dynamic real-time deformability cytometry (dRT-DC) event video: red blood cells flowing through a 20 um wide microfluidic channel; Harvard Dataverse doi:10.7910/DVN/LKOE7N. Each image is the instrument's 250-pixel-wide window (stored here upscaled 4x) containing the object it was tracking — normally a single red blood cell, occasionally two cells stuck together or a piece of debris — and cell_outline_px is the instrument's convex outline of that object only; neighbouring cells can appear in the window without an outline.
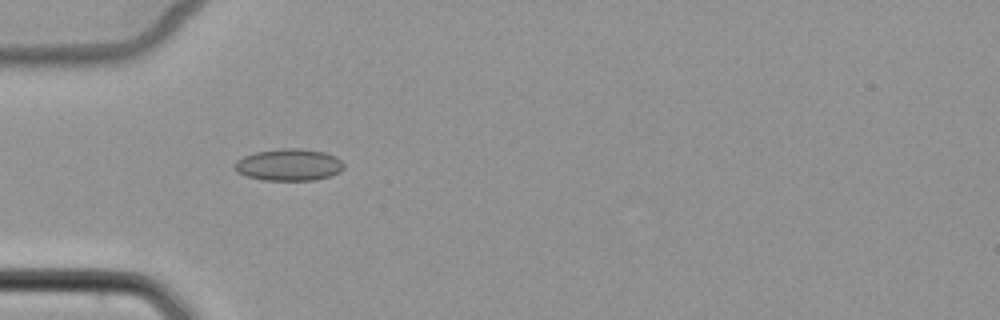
{"species": "common noctule bat (a hibernating species)", "species_latin": "Nyctalus noctula", "temperature_condition": "cold", "stored_images_in_passage": 5, "camera_frame_rate_fps": 3000, "um_per_image_px": 0.085, "animal": {"sex": "female", "body_mass_g": 22.7, "forearm_length_mm": 54.2}, "frame": {"image": 1, "passage_image": 4, "time_ms": 4.667, "image_size_px": [1000, 320], "cell_outline_px": [[344, 168], [340, 172], [332, 176], [316, 180], [264, 180], [248, 176], [240, 172], [236, 168], [236, 160], [244, 156], [256, 152], [280, 148], [300, 148], [324, 152], [336, 156], [344, 164]], "centroid_in_image_um": [24.63, 14.0], "position_along_channel_um": 60.4, "area_um2": 20.23}}
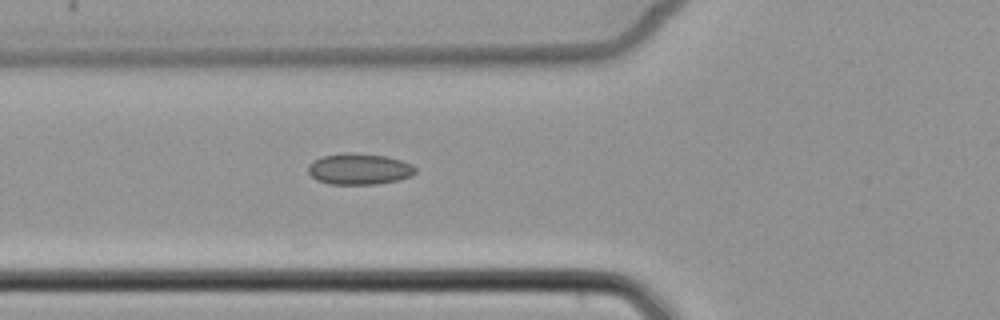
{"frame": {"image": 2, "passage_image": 5, "time_ms": 5.667, "image_size_px": [1000, 320], "cell_outline_px": [[416, 172], [412, 176], [396, 180], [376, 184], [328, 184], [316, 180], [308, 172], [308, 164], [312, 160], [320, 156], [344, 152], [352, 152], [388, 156], [412, 164], [416, 168]], "centroid_in_image_um": [30.5, 14.35], "position_along_channel_um": 95.3, "area_um2": 19.77}}